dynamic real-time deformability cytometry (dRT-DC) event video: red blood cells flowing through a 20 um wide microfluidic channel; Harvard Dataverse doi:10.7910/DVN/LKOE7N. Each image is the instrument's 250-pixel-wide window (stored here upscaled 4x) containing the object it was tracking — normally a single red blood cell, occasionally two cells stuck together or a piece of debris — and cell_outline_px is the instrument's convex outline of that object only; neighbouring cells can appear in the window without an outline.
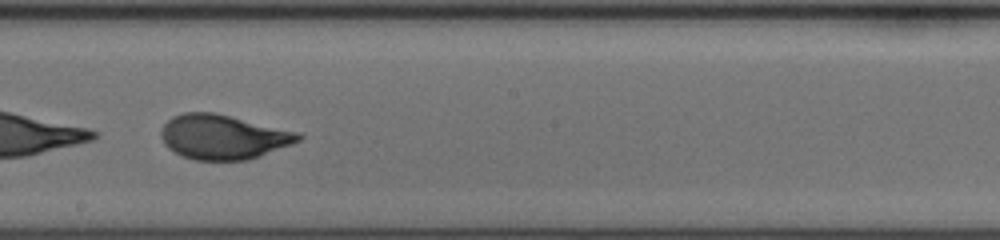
{"species": "human", "species_latin": "Homo sapiens", "temperature_condition": "cold", "stored_images_in_passage": 39, "camera_frame_rate_fps": 3000, "um_per_image_px": 0.085, "donor": {"sex": "female"}, "frame": {"image": 1, "passage_image": 17, "time_ms": 5.333, "image_size_px": [1000, 240], "cell_outline_px": [[304, 136], [300, 140], [292, 144], [260, 156], [248, 160], [192, 160], [180, 156], [168, 148], [164, 144], [160, 136], [160, 128], [172, 116], [184, 112], [216, 112], [300, 132]], "centroid_in_image_um": [18.95, 11.63], "position_along_channel_um": 229.2, "area_um2": 36.18}, "authors_computed_cell_mechanics": {"area_um2": 35.2002, "velocity_mm_per_s": 3.549, "shape_relaxation_time_tau1_ms": 1.9604, "shape_relaxation_time_tau2_ms": null, "deformation_change_tau1": 0.3277, "deformation_change_tau2": null}}